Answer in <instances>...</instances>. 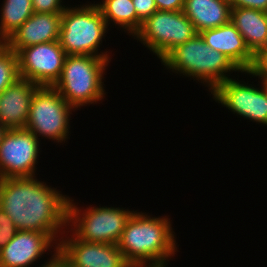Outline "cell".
I'll return each instance as SVG.
<instances>
[{
    "instance_id": "3",
    "label": "cell",
    "mask_w": 267,
    "mask_h": 267,
    "mask_svg": "<svg viewBox=\"0 0 267 267\" xmlns=\"http://www.w3.org/2000/svg\"><path fill=\"white\" fill-rule=\"evenodd\" d=\"M164 70L188 77L204 85L209 93L220 83L241 71L223 53L207 45L200 34L176 46L161 61Z\"/></svg>"
},
{
    "instance_id": "26",
    "label": "cell",
    "mask_w": 267,
    "mask_h": 267,
    "mask_svg": "<svg viewBox=\"0 0 267 267\" xmlns=\"http://www.w3.org/2000/svg\"><path fill=\"white\" fill-rule=\"evenodd\" d=\"M160 11H183L185 0H154Z\"/></svg>"
},
{
    "instance_id": "6",
    "label": "cell",
    "mask_w": 267,
    "mask_h": 267,
    "mask_svg": "<svg viewBox=\"0 0 267 267\" xmlns=\"http://www.w3.org/2000/svg\"><path fill=\"white\" fill-rule=\"evenodd\" d=\"M74 199L69 197L68 201L67 229L85 242L117 244L134 210L114 204L109 207L90 204L84 208Z\"/></svg>"
},
{
    "instance_id": "16",
    "label": "cell",
    "mask_w": 267,
    "mask_h": 267,
    "mask_svg": "<svg viewBox=\"0 0 267 267\" xmlns=\"http://www.w3.org/2000/svg\"><path fill=\"white\" fill-rule=\"evenodd\" d=\"M39 87L18 78L0 93V123L8 129L25 128L33 94Z\"/></svg>"
},
{
    "instance_id": "31",
    "label": "cell",
    "mask_w": 267,
    "mask_h": 267,
    "mask_svg": "<svg viewBox=\"0 0 267 267\" xmlns=\"http://www.w3.org/2000/svg\"><path fill=\"white\" fill-rule=\"evenodd\" d=\"M8 130H9V129H8L6 126H4V125H2V124L0 123V145H1V143H2V140H3L4 135L6 134V132H7Z\"/></svg>"
},
{
    "instance_id": "20",
    "label": "cell",
    "mask_w": 267,
    "mask_h": 267,
    "mask_svg": "<svg viewBox=\"0 0 267 267\" xmlns=\"http://www.w3.org/2000/svg\"><path fill=\"white\" fill-rule=\"evenodd\" d=\"M0 7V42H4L34 10L32 0H3Z\"/></svg>"
},
{
    "instance_id": "32",
    "label": "cell",
    "mask_w": 267,
    "mask_h": 267,
    "mask_svg": "<svg viewBox=\"0 0 267 267\" xmlns=\"http://www.w3.org/2000/svg\"><path fill=\"white\" fill-rule=\"evenodd\" d=\"M134 267H168V265H157V266H134Z\"/></svg>"
},
{
    "instance_id": "28",
    "label": "cell",
    "mask_w": 267,
    "mask_h": 267,
    "mask_svg": "<svg viewBox=\"0 0 267 267\" xmlns=\"http://www.w3.org/2000/svg\"><path fill=\"white\" fill-rule=\"evenodd\" d=\"M38 267H59V251H56Z\"/></svg>"
},
{
    "instance_id": "29",
    "label": "cell",
    "mask_w": 267,
    "mask_h": 267,
    "mask_svg": "<svg viewBox=\"0 0 267 267\" xmlns=\"http://www.w3.org/2000/svg\"><path fill=\"white\" fill-rule=\"evenodd\" d=\"M242 74L243 75L245 74V76H247L246 79L249 78V76H250V78L253 77L255 79H257V77H258V80H260V83L263 86V88L267 94V75H255L252 71H241V75Z\"/></svg>"
},
{
    "instance_id": "14",
    "label": "cell",
    "mask_w": 267,
    "mask_h": 267,
    "mask_svg": "<svg viewBox=\"0 0 267 267\" xmlns=\"http://www.w3.org/2000/svg\"><path fill=\"white\" fill-rule=\"evenodd\" d=\"M212 49L223 53L240 71H252L257 57L249 50L241 33L230 21L199 33Z\"/></svg>"
},
{
    "instance_id": "7",
    "label": "cell",
    "mask_w": 267,
    "mask_h": 267,
    "mask_svg": "<svg viewBox=\"0 0 267 267\" xmlns=\"http://www.w3.org/2000/svg\"><path fill=\"white\" fill-rule=\"evenodd\" d=\"M76 111L54 87L40 86L33 94L25 129L40 141L47 139L63 145L70 139L71 114Z\"/></svg>"
},
{
    "instance_id": "30",
    "label": "cell",
    "mask_w": 267,
    "mask_h": 267,
    "mask_svg": "<svg viewBox=\"0 0 267 267\" xmlns=\"http://www.w3.org/2000/svg\"><path fill=\"white\" fill-rule=\"evenodd\" d=\"M59 267H73L69 262H67L64 256L59 252Z\"/></svg>"
},
{
    "instance_id": "9",
    "label": "cell",
    "mask_w": 267,
    "mask_h": 267,
    "mask_svg": "<svg viewBox=\"0 0 267 267\" xmlns=\"http://www.w3.org/2000/svg\"><path fill=\"white\" fill-rule=\"evenodd\" d=\"M236 75L237 78L227 79L210 92L212 101L226 107L237 117L239 115L244 120L267 127V94L260 80L257 85L253 84L254 81L249 84V79L241 81L240 74Z\"/></svg>"
},
{
    "instance_id": "5",
    "label": "cell",
    "mask_w": 267,
    "mask_h": 267,
    "mask_svg": "<svg viewBox=\"0 0 267 267\" xmlns=\"http://www.w3.org/2000/svg\"><path fill=\"white\" fill-rule=\"evenodd\" d=\"M111 60L91 55H67L59 80L53 86L76 110L102 103L104 80Z\"/></svg>"
},
{
    "instance_id": "1",
    "label": "cell",
    "mask_w": 267,
    "mask_h": 267,
    "mask_svg": "<svg viewBox=\"0 0 267 267\" xmlns=\"http://www.w3.org/2000/svg\"><path fill=\"white\" fill-rule=\"evenodd\" d=\"M36 176L0 179V209L17 230L48 233L57 243L67 230L68 195Z\"/></svg>"
},
{
    "instance_id": "25",
    "label": "cell",
    "mask_w": 267,
    "mask_h": 267,
    "mask_svg": "<svg viewBox=\"0 0 267 267\" xmlns=\"http://www.w3.org/2000/svg\"><path fill=\"white\" fill-rule=\"evenodd\" d=\"M232 8L244 7L267 12V0H228Z\"/></svg>"
},
{
    "instance_id": "18",
    "label": "cell",
    "mask_w": 267,
    "mask_h": 267,
    "mask_svg": "<svg viewBox=\"0 0 267 267\" xmlns=\"http://www.w3.org/2000/svg\"><path fill=\"white\" fill-rule=\"evenodd\" d=\"M231 9L228 0H185L183 12L199 34L230 22Z\"/></svg>"
},
{
    "instance_id": "12",
    "label": "cell",
    "mask_w": 267,
    "mask_h": 267,
    "mask_svg": "<svg viewBox=\"0 0 267 267\" xmlns=\"http://www.w3.org/2000/svg\"><path fill=\"white\" fill-rule=\"evenodd\" d=\"M58 251L73 267H132L117 244L85 242L68 229L60 238Z\"/></svg>"
},
{
    "instance_id": "19",
    "label": "cell",
    "mask_w": 267,
    "mask_h": 267,
    "mask_svg": "<svg viewBox=\"0 0 267 267\" xmlns=\"http://www.w3.org/2000/svg\"><path fill=\"white\" fill-rule=\"evenodd\" d=\"M103 18L111 30L114 25L124 31L131 39L137 33V14L132 0H101L95 1Z\"/></svg>"
},
{
    "instance_id": "21",
    "label": "cell",
    "mask_w": 267,
    "mask_h": 267,
    "mask_svg": "<svg viewBox=\"0 0 267 267\" xmlns=\"http://www.w3.org/2000/svg\"><path fill=\"white\" fill-rule=\"evenodd\" d=\"M19 77L17 54L0 42V93Z\"/></svg>"
},
{
    "instance_id": "8",
    "label": "cell",
    "mask_w": 267,
    "mask_h": 267,
    "mask_svg": "<svg viewBox=\"0 0 267 267\" xmlns=\"http://www.w3.org/2000/svg\"><path fill=\"white\" fill-rule=\"evenodd\" d=\"M197 34L183 11L157 10L142 23L133 38L161 61L172 49Z\"/></svg>"
},
{
    "instance_id": "15",
    "label": "cell",
    "mask_w": 267,
    "mask_h": 267,
    "mask_svg": "<svg viewBox=\"0 0 267 267\" xmlns=\"http://www.w3.org/2000/svg\"><path fill=\"white\" fill-rule=\"evenodd\" d=\"M61 14L34 12L3 43L17 53L24 47L59 40Z\"/></svg>"
},
{
    "instance_id": "11",
    "label": "cell",
    "mask_w": 267,
    "mask_h": 267,
    "mask_svg": "<svg viewBox=\"0 0 267 267\" xmlns=\"http://www.w3.org/2000/svg\"><path fill=\"white\" fill-rule=\"evenodd\" d=\"M16 54L19 77L49 87L59 80L67 56L59 41L24 47Z\"/></svg>"
},
{
    "instance_id": "13",
    "label": "cell",
    "mask_w": 267,
    "mask_h": 267,
    "mask_svg": "<svg viewBox=\"0 0 267 267\" xmlns=\"http://www.w3.org/2000/svg\"><path fill=\"white\" fill-rule=\"evenodd\" d=\"M47 251L50 255L58 251V243L48 233L18 230L0 250V267H34L43 254L49 256Z\"/></svg>"
},
{
    "instance_id": "4",
    "label": "cell",
    "mask_w": 267,
    "mask_h": 267,
    "mask_svg": "<svg viewBox=\"0 0 267 267\" xmlns=\"http://www.w3.org/2000/svg\"><path fill=\"white\" fill-rule=\"evenodd\" d=\"M81 4H68L61 14L58 40L61 47L66 55H91L111 60L112 51L100 48H104L103 41L109 31L102 12L95 1Z\"/></svg>"
},
{
    "instance_id": "10",
    "label": "cell",
    "mask_w": 267,
    "mask_h": 267,
    "mask_svg": "<svg viewBox=\"0 0 267 267\" xmlns=\"http://www.w3.org/2000/svg\"><path fill=\"white\" fill-rule=\"evenodd\" d=\"M41 143L25 128L9 129L0 145V179L37 176Z\"/></svg>"
},
{
    "instance_id": "2",
    "label": "cell",
    "mask_w": 267,
    "mask_h": 267,
    "mask_svg": "<svg viewBox=\"0 0 267 267\" xmlns=\"http://www.w3.org/2000/svg\"><path fill=\"white\" fill-rule=\"evenodd\" d=\"M169 215L154 216L135 210L126 223L117 246L132 266L169 265L179 252Z\"/></svg>"
},
{
    "instance_id": "24",
    "label": "cell",
    "mask_w": 267,
    "mask_h": 267,
    "mask_svg": "<svg viewBox=\"0 0 267 267\" xmlns=\"http://www.w3.org/2000/svg\"><path fill=\"white\" fill-rule=\"evenodd\" d=\"M137 14V32L142 23L158 9L154 0H132Z\"/></svg>"
},
{
    "instance_id": "23",
    "label": "cell",
    "mask_w": 267,
    "mask_h": 267,
    "mask_svg": "<svg viewBox=\"0 0 267 267\" xmlns=\"http://www.w3.org/2000/svg\"><path fill=\"white\" fill-rule=\"evenodd\" d=\"M63 0H32L33 10L38 13L62 14L67 4Z\"/></svg>"
},
{
    "instance_id": "17",
    "label": "cell",
    "mask_w": 267,
    "mask_h": 267,
    "mask_svg": "<svg viewBox=\"0 0 267 267\" xmlns=\"http://www.w3.org/2000/svg\"><path fill=\"white\" fill-rule=\"evenodd\" d=\"M231 22L256 57L267 49V12L235 7L231 9Z\"/></svg>"
},
{
    "instance_id": "27",
    "label": "cell",
    "mask_w": 267,
    "mask_h": 267,
    "mask_svg": "<svg viewBox=\"0 0 267 267\" xmlns=\"http://www.w3.org/2000/svg\"><path fill=\"white\" fill-rule=\"evenodd\" d=\"M255 75H267V49L258 57L255 68L252 70Z\"/></svg>"
},
{
    "instance_id": "22",
    "label": "cell",
    "mask_w": 267,
    "mask_h": 267,
    "mask_svg": "<svg viewBox=\"0 0 267 267\" xmlns=\"http://www.w3.org/2000/svg\"><path fill=\"white\" fill-rule=\"evenodd\" d=\"M17 231L12 219L0 209V250L15 236Z\"/></svg>"
}]
</instances>
